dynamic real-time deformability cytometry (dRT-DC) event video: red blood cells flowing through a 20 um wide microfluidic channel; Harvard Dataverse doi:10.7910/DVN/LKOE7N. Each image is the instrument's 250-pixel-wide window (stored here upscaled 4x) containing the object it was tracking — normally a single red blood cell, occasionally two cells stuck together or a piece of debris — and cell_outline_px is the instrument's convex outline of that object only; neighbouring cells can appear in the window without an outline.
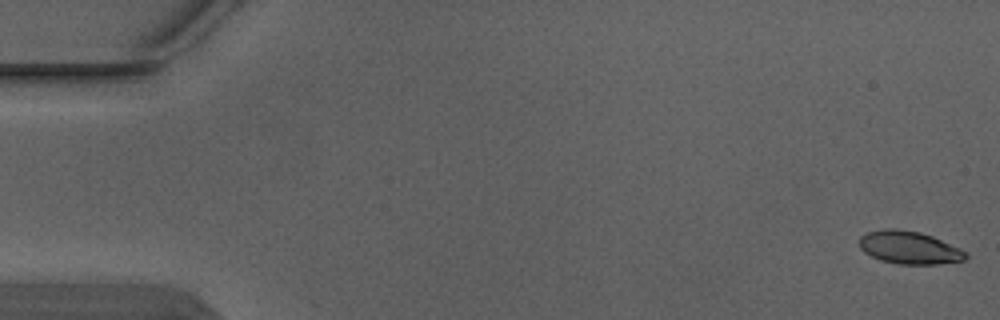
{"species": "Egyptian fruit bat (a non-hibernating species)", "species_latin": "Rousettus aegyptiacus", "temperature_condition": "warm", "stored_images_in_passage": 6, "camera_frame_rate_fps": 3000, "um_per_image_px": 0.085, "animal": {"sex": "male"}, "frame": {"image": 1, "passage_image": 1, "time_ms": 0.0, "image_size_px": [1000, 320], "cell_outline_px": [[968, 256], [964, 260], [936, 264], [900, 264], [880, 260], [864, 252], [860, 248], [860, 236], [868, 232], [888, 228], [896, 228], [920, 232], [932, 236], [960, 248], [968, 252]], "centroid_in_image_um": [77.3, 21.04], "position_along_channel_um": 7.7, "area_um2": 20.29}}
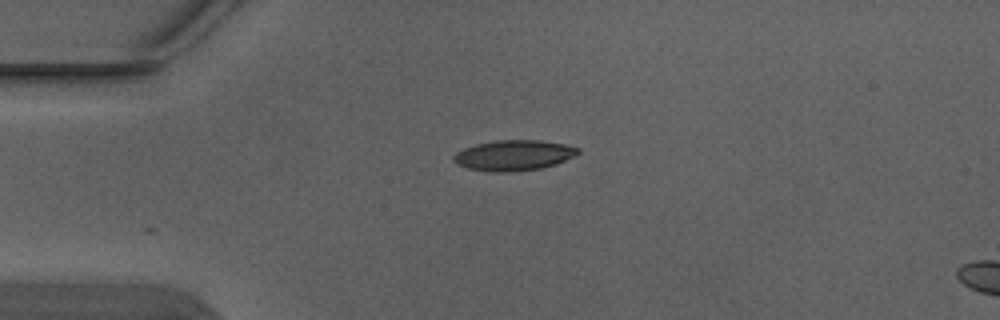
{"frame": {"image": 2, "passage_image": 6, "time_ms": 1.667, "image_size_px": [1000, 320], "cell_outline_px": [[580, 152], [556, 164], [540, 168], [508, 172], [496, 172], [468, 168], [456, 164], [452, 160], [452, 156], [456, 152], [464, 148], [476, 144], [496, 140], [540, 140], [564, 144], [580, 148]], "centroid_in_image_um": [43.63, 13.19], "position_along_channel_um": 41.4, "area_um2": 21.96}}